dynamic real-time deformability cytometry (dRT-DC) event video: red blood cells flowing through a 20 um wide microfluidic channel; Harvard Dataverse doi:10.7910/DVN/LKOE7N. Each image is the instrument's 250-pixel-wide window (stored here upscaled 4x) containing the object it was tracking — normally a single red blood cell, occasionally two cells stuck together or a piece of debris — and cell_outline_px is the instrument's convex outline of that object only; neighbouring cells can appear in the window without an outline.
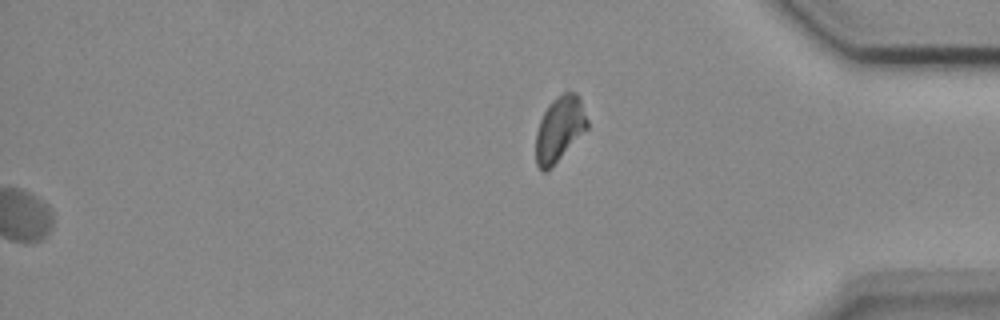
{"species": "common noctule bat (a hibernating species)", "species_latin": "Nyctalus noctula", "temperature_condition": "cold", "stored_images_in_passage": 56, "segment_of_instrument_passage": [2, 2], "camera_frame_rate_fps": 3000, "um_per_image_px": 0.085, "animal": {"sex": "female", "body_mass_g": 18.4}, "frame": {"image": 1, "passage_image": 56, "time_ms": 18.333, "image_size_px": [1000, 320], "cell_outline_px": [[588, 128], [544, 172], [536, 164], [536, 132], [540, 120], [548, 104], [556, 96], [564, 92], [576, 92], [580, 96], [588, 120]], "centroid_in_image_um": [47.57, 10.87], "position_along_channel_um": 387.6, "area_um2": 19.13}}